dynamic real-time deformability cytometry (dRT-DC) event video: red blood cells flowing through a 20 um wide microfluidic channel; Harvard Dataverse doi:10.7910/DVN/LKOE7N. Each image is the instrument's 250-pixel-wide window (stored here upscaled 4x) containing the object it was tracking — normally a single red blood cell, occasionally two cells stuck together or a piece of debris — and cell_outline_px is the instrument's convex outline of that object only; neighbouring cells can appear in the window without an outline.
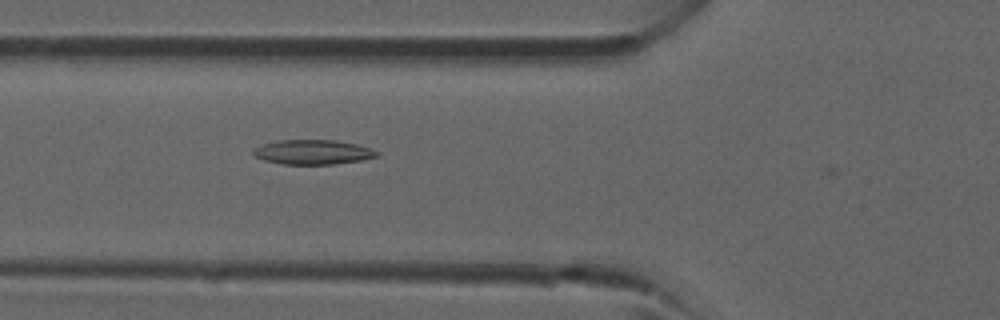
{"species": "common noctule bat (a hibernating species)", "species_latin": "Nyctalus noctula", "temperature_condition": "room temperature", "stored_images_in_passage": 5, "camera_frame_rate_fps": 3000, "um_per_image_px": 0.085, "animal": {"sex": "male", "forearm_length_mm": 52.5}, "frame": {"image": 1, "passage_image": 4, "time_ms": 1.0, "image_size_px": [1000, 320], "cell_outline_px": [[380, 152], [376, 156], [360, 160], [332, 164], [280, 164], [264, 160], [256, 156], [252, 152], [252, 148], [260, 144], [276, 140], [336, 140], [356, 144]], "centroid_in_image_um": [26.51, 12.92], "position_along_channel_um": 99.3, "area_um2": 17.69}}